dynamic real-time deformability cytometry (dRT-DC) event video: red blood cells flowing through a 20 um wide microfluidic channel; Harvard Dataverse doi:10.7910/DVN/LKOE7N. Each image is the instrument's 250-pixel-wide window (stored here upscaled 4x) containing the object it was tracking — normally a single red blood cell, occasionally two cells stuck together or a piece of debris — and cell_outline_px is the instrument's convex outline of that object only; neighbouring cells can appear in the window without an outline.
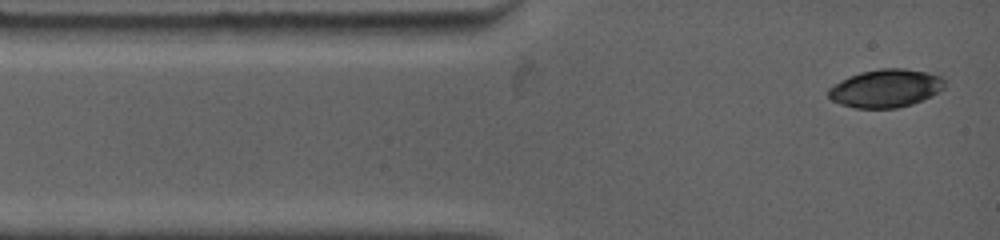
{"species": "common noctule bat (a hibernating species)", "species_latin": "Nyctalus noctula", "temperature_condition": "warm", "stored_images_in_passage": 13, "camera_frame_rate_fps": 4500, "um_per_image_px": 0.085, "animal": {"sex": "female", "body_mass_g": 19.0, "forearm_length_mm": 53.3}, "frame": {"image": 1, "passage_image": 1, "time_ms": 0.0, "image_size_px": [1000, 240], "cell_outline_px": [[944, 88], [932, 96], [912, 104], [896, 108], [856, 108], [840, 104], [832, 100], [828, 96], [828, 88], [840, 80], [848, 76], [860, 72], [880, 68], [904, 68], [928, 72], [944, 76]], "centroid_in_image_um": [75.29, 7.49], "position_along_channel_um": 9.7, "area_um2": 26.07}}
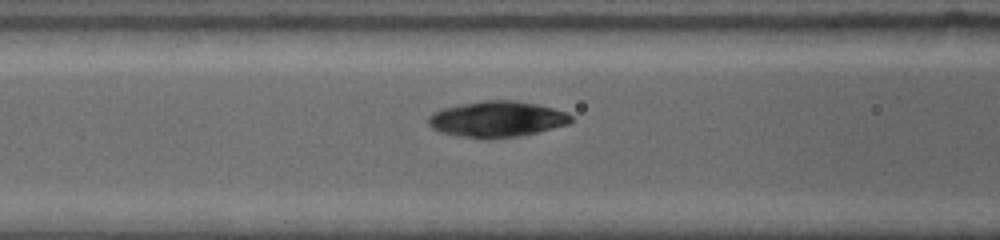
{"frame": {"image": 2, "passage_image": 10, "time_ms": 4.0, "image_size_px": [1000, 240], "cell_outline_px": [[572, 120], [568, 124], [536, 132], [516, 136], [456, 136], [440, 132], [432, 128], [428, 124], [428, 116], [432, 112], [444, 108], [484, 100], [516, 100], [536, 104], [552, 108], [564, 112], [572, 116]], "centroid_in_image_um": [42.22, 10.09], "position_along_channel_um": 124.4, "area_um2": 28.96}}
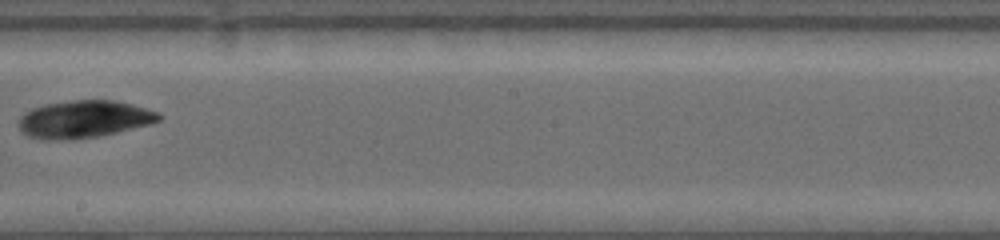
{"frame": {"image": 3, "passage_image": 13, "time_ms": 7.111, "image_size_px": [1000, 240], "cell_outline_px": [[164, 116], [160, 120], [152, 124], [116, 132], [96, 136], [52, 140], [40, 140], [28, 136], [20, 128], [20, 116], [24, 112], [32, 108], [44, 104], [72, 100], [112, 100], [132, 104], [160, 112]], "centroid_in_image_um": [7.17, 10.11], "position_along_channel_um": 241.0, "area_um2": 30.46}}